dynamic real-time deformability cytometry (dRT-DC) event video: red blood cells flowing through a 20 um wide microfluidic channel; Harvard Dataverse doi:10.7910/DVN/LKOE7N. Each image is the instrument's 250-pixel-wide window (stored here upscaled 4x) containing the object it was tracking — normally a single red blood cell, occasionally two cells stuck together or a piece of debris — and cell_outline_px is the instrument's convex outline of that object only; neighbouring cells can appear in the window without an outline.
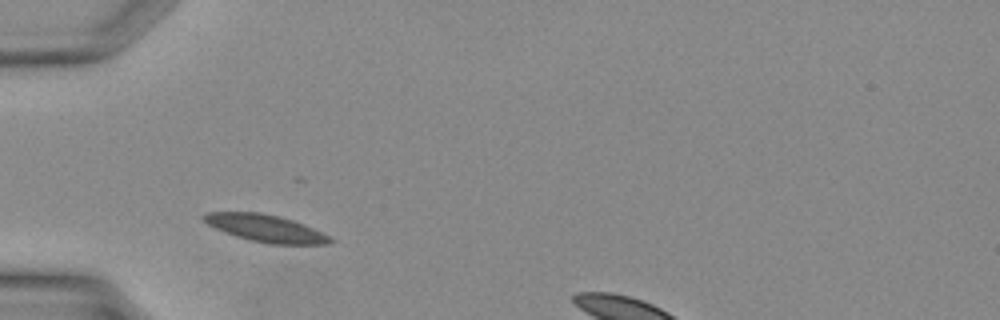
{"species": "Egyptian fruit bat (a non-hibernating species)", "species_latin": "Rousettus aegyptiacus", "temperature_condition": "warm", "stored_images_in_passage": 24, "camera_frame_rate_fps": 3000, "um_per_image_px": 0.085, "animal": {"sex": "female"}, "frame": {"image": 1, "passage_image": 1, "time_ms": 0.0, "image_size_px": [1000, 320], "cell_outline_px": [[332, 240], [328, 244], [268, 244], [248, 240], [224, 232], [208, 224], [200, 216], [204, 212], [260, 212], [292, 220], [312, 228], [328, 236]], "centroid_in_image_um": [22.5, 19.4], "position_along_channel_um": 62.5, "area_um2": 19.77}}
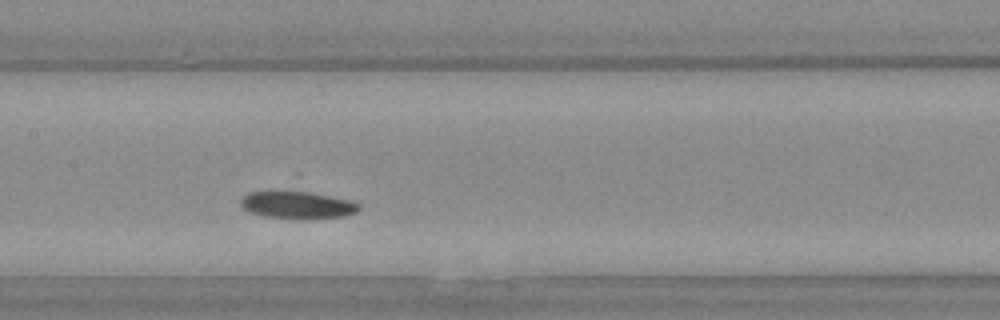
{"frame": {"image": 2, "passage_image": 8, "time_ms": 2.333, "image_size_px": [1000, 320], "cell_outline_px": [[360, 208], [356, 212], [344, 216], [308, 220], [300, 220], [264, 216], [248, 212], [240, 204], [240, 200], [248, 192], [308, 192], [352, 200], [360, 204]], "centroid_in_image_um": [25.3, 17.46], "position_along_channel_um": 182.1, "area_um2": 18.96}}
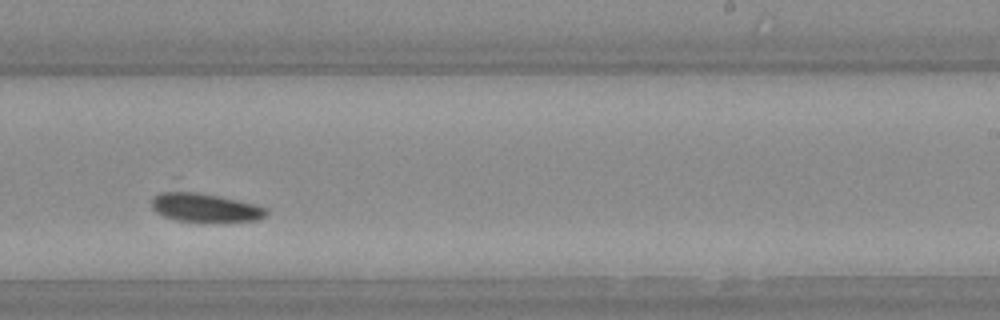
{"frame": {"image": 3, "passage_image": 13, "time_ms": 4.0, "image_size_px": [1000, 320], "cell_outline_px": [[268, 212], [264, 216], [256, 220], [212, 224], [200, 224], [176, 220], [164, 216], [156, 212], [152, 208], [152, 200], [160, 192], [196, 192], [256, 204], [264, 208]], "centroid_in_image_um": [17.43, 17.71], "position_along_channel_um": 271.6, "area_um2": 19.54}}